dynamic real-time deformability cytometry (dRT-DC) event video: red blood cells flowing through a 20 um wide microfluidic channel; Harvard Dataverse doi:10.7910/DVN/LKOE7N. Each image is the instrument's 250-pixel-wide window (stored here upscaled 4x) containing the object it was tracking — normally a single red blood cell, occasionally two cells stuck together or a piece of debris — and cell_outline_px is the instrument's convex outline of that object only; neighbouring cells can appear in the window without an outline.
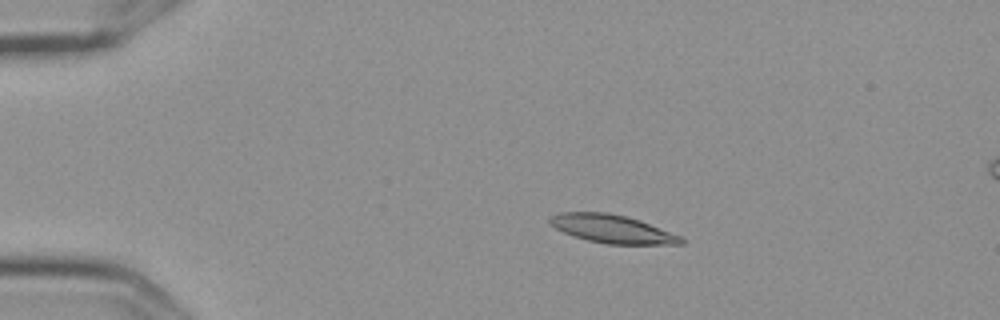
{"species": "Egyptian fruit bat (a non-hibernating species)", "species_latin": "Rousettus aegyptiacus", "temperature_condition": "cold", "stored_images_in_passage": 9, "camera_frame_rate_fps": 3000, "um_per_image_px": 0.085, "frame": {"image": 1, "passage_image": 2, "time_ms": 0.333, "image_size_px": [1000, 320], "cell_outline_px": [[684, 244], [608, 244], [588, 240], [572, 236], [548, 224], [548, 216], [560, 212], [608, 212], [640, 220], [680, 236], [684, 240]], "centroid_in_image_um": [51.97, 19.45], "position_along_channel_um": 33.0, "area_um2": 21.56}}
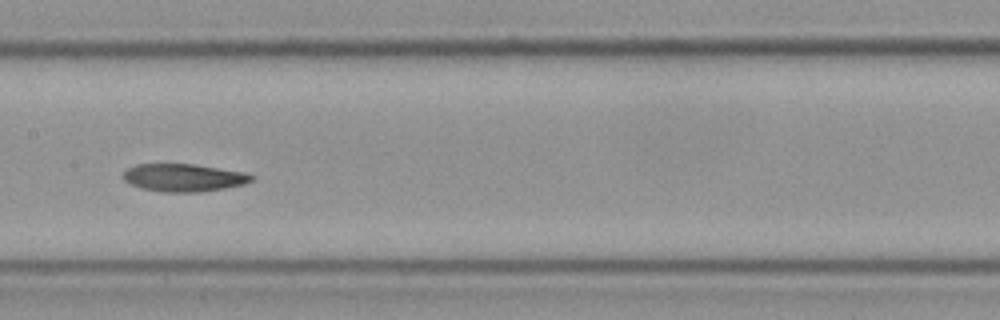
{"frame": {"image": 2, "passage_image": 7, "time_ms": 2.0, "image_size_px": [1000, 320], "cell_outline_px": [[252, 180], [244, 184], [224, 188], [200, 192], [164, 192], [140, 188], [124, 180], [120, 176], [128, 168], [136, 164], [196, 164], [244, 172], [252, 176]], "centroid_in_image_um": [15.57, 15.1], "position_along_channel_um": 191.8, "area_um2": 20.69}}
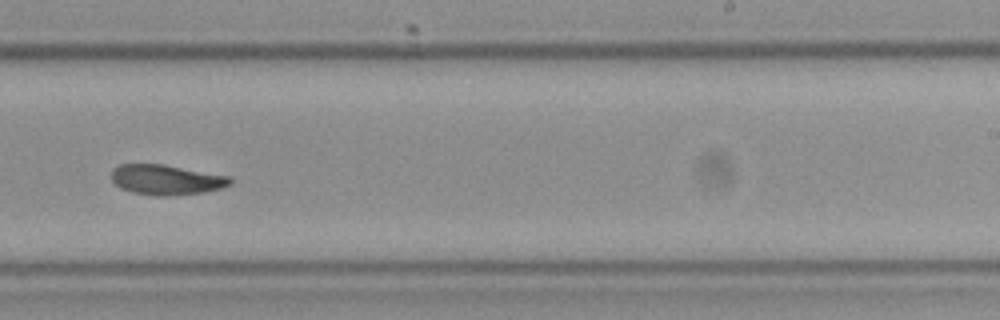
{"frame": {"image": 3, "passage_image": 9, "time_ms": 2.667, "image_size_px": [1000, 320], "cell_outline_px": [[232, 184], [220, 188], [204, 192], [168, 196], [156, 196], [132, 192], [120, 188], [112, 180], [112, 168], [120, 164], [164, 164], [232, 176]], "centroid_in_image_um": [14.16, 15.27], "position_along_channel_um": 274.8, "area_um2": 21.04}}